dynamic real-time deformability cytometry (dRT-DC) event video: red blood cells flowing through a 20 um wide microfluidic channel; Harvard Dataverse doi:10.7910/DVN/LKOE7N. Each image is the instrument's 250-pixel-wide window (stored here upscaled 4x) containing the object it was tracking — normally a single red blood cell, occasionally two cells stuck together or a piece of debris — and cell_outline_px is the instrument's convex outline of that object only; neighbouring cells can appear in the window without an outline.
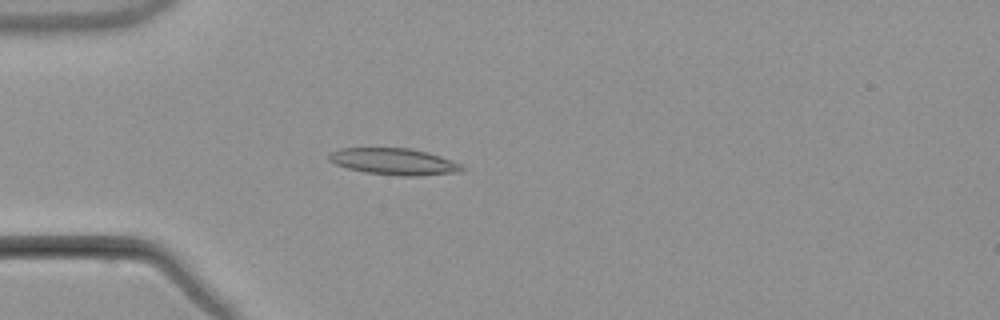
{"species": "common noctule bat (a hibernating species)", "species_latin": "Nyctalus noctula", "temperature_condition": "warm", "stored_images_in_passage": 3, "camera_frame_rate_fps": 3000, "um_per_image_px": 0.085, "animal": {"sex": "male", "body_mass_g": 21.5, "forearm_length_mm": 52.0}, "frame": {"image": 1, "passage_image": 3, "time_ms": 2.333, "image_size_px": [1000, 320], "cell_outline_px": [[464, 172], [420, 176], [400, 176], [364, 172], [348, 168], [336, 164], [328, 160], [328, 156], [332, 152], [340, 148], [412, 148], [428, 152], [452, 160], [460, 164], [464, 168]], "centroid_in_image_um": [33.53, 13.74], "position_along_channel_um": 51.5, "area_um2": 20.75}}